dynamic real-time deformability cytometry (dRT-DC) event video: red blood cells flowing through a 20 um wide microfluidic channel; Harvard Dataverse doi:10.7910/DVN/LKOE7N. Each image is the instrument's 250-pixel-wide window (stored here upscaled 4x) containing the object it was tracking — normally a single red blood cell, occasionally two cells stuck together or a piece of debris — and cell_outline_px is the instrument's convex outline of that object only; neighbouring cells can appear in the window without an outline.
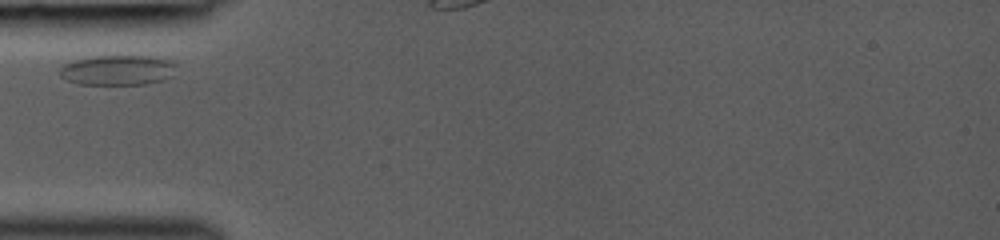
{"species": "common noctule bat (a hibernating species)", "species_latin": "Nyctalus noctula", "temperature_condition": "room temperature", "stored_images_in_passage": 7, "camera_frame_rate_fps": 3000, "um_per_image_px": 0.085, "animal": {"sex": "female", "body_mass_g": 19.0, "forearm_length_mm": 53.3}, "frame": {"image": 1, "passage_image": 1, "time_ms": 0.0, "image_size_px": [1000, 240], "cell_outline_px": [[176, 64], [164, 80], [144, 84], [80, 84], [68, 80], [60, 72], [60, 68], [64, 64], [76, 60], [92, 56], [152, 56], [172, 60]], "centroid_in_image_um": [10.0, 5.95], "position_along_channel_um": 75.0, "area_um2": 20.0}}
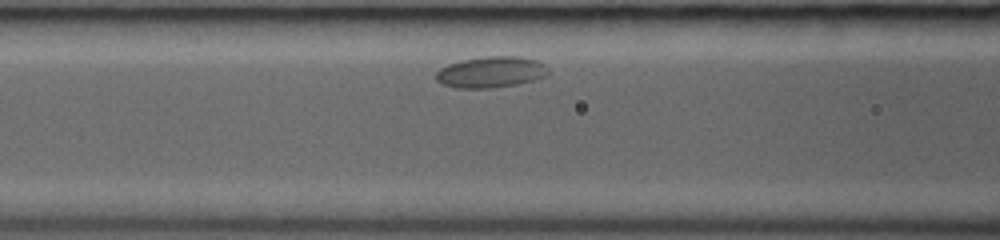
{"frame": {"image": 2, "passage_image": 5, "time_ms": 1.333, "image_size_px": [1000, 240], "cell_outline_px": [[548, 72], [544, 76], [532, 80], [516, 84], [488, 88], [456, 88], [444, 84], [436, 80], [436, 72], [440, 68], [448, 64], [460, 60], [484, 56], [520, 56], [536, 60], [544, 64]], "centroid_in_image_um": [41.69, 6.11], "position_along_channel_um": 124.9, "area_um2": 20.23}}